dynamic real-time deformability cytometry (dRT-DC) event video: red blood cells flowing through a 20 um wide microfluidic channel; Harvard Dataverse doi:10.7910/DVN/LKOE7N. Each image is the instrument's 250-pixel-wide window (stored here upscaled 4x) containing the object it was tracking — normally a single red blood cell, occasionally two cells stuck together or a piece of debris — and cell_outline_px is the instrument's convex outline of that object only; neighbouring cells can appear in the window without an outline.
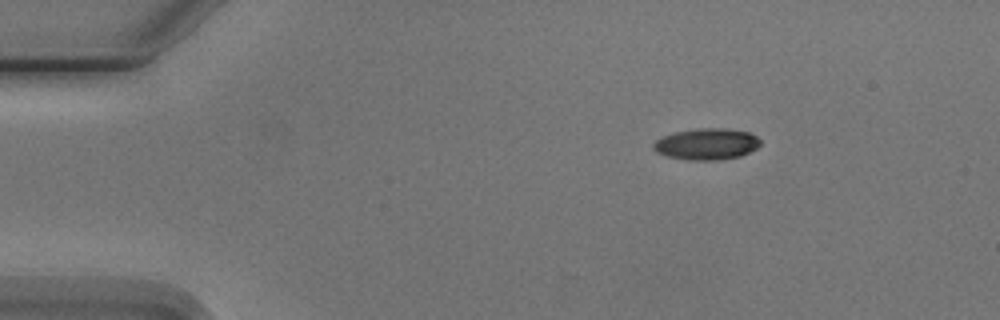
{"species": "Egyptian fruit bat (a non-hibernating species)", "species_latin": "Rousettus aegyptiacus", "temperature_condition": "cold", "stored_images_in_passage": 4, "camera_frame_rate_fps": 3000, "um_per_image_px": 0.085, "animal": {"sex": "male"}, "frame": {"image": 1, "passage_image": 1, "time_ms": 0.0, "image_size_px": [1000, 320], "cell_outline_px": [[760, 144], [756, 148], [740, 156], [716, 160], [692, 160], [668, 156], [656, 152], [652, 148], [652, 144], [656, 140], [664, 136], [676, 132], [700, 128], [724, 128], [748, 132], [756, 136], [760, 140]], "centroid_in_image_um": [60.05, 12.24], "position_along_channel_um": 24.9, "area_um2": 19.31}}